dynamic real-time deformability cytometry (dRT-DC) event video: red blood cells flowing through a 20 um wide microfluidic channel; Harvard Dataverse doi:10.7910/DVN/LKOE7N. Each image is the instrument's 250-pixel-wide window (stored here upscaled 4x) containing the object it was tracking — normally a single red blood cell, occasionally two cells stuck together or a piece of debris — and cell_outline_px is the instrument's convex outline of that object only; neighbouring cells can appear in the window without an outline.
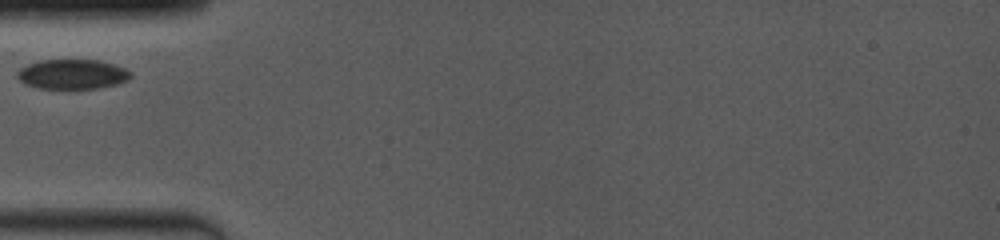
{"species": "common noctule bat (a hibernating species)", "species_latin": "Nyctalus noctula", "temperature_condition": "room temperature", "stored_images_in_passage": 47, "camera_frame_rate_fps": 4000, "um_per_image_px": 0.085, "animal": {"sex": "female", "body_mass_g": 19.0, "forearm_length_mm": 53.3}, "frame": {"image": 1, "passage_image": 1, "time_ms": 0.0, "image_size_px": [1000, 240], "cell_outline_px": [[132, 76], [128, 80], [116, 84], [100, 88], [68, 92], [36, 88], [24, 84], [16, 76], [16, 72], [20, 68], [28, 64], [40, 60], [100, 60], [124, 68], [132, 72]], "centroid_in_image_um": [6.12, 6.36], "position_along_channel_um": 78.9, "area_um2": 20.63}}
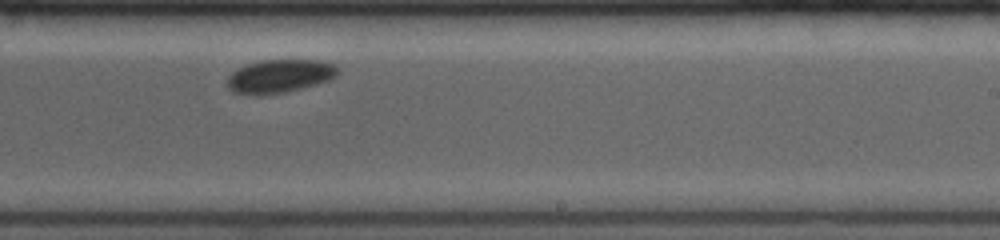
{"frame": {"image": 2, "passage_image": 28, "time_ms": 5.0, "image_size_px": [1000, 240], "cell_outline_px": [[336, 76], [328, 80], [316, 84], [284, 92], [260, 96], [256, 96], [232, 92], [228, 88], [228, 76], [232, 72], [248, 64], [260, 60], [320, 60], [336, 64]], "centroid_in_image_um": [23.74, 6.48], "position_along_channel_um": 265.3, "area_um2": 21.39}}
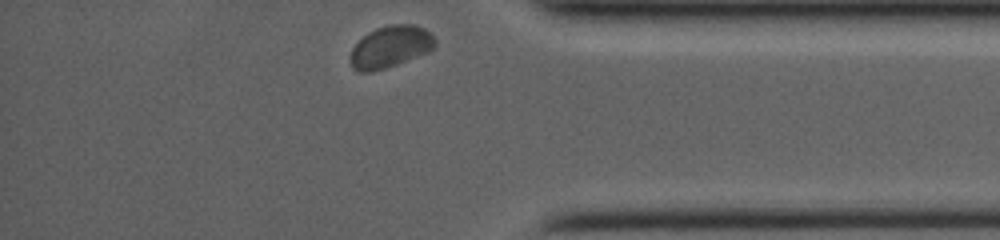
{"frame": {"image": 3, "passage_image": 46, "time_ms": 8.75, "image_size_px": [1000, 240], "cell_outline_px": [[436, 48], [428, 52], [396, 64], [384, 68], [368, 72], [360, 72], [352, 68], [352, 48], [368, 32], [376, 28], [388, 24], [416, 24], [424, 28], [436, 40]], "centroid_in_image_um": [33.22, 3.95], "position_along_channel_um": 402.0, "area_um2": 20.4}}